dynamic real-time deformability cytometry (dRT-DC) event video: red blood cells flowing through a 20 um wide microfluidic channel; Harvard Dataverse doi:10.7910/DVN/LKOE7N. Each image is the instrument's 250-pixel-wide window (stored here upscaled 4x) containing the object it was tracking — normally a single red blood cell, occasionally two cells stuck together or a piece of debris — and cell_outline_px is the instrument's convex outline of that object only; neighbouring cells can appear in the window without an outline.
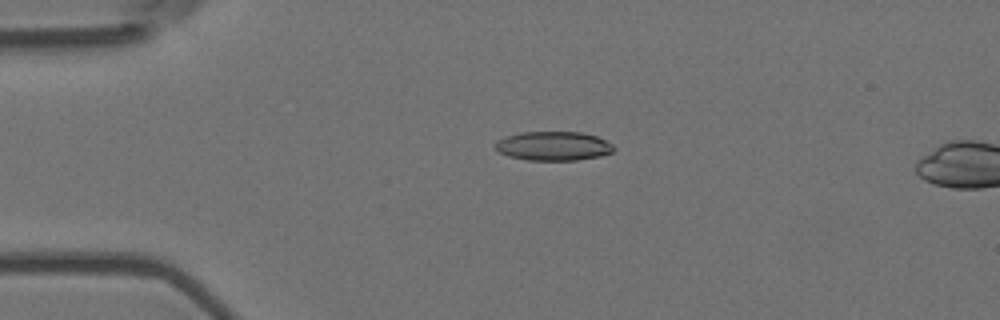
{"species": "Egyptian fruit bat (a non-hibernating species)", "species_latin": "Rousettus aegyptiacus", "temperature_condition": "room temperature", "stored_images_in_passage": 3, "camera_frame_rate_fps": 3000, "um_per_image_px": 0.085, "animal": {"sex": "female"}, "frame": {"image": 1, "passage_image": 2, "time_ms": 0.333, "image_size_px": [1000, 320], "cell_outline_px": [[616, 148], [612, 152], [600, 156], [576, 160], [528, 160], [508, 156], [500, 152], [496, 148], [496, 140], [504, 136], [520, 132], [580, 132], [596, 136], [612, 144]], "centroid_in_image_um": [47.02, 12.4], "position_along_channel_um": 38.0, "area_um2": 20.06}}